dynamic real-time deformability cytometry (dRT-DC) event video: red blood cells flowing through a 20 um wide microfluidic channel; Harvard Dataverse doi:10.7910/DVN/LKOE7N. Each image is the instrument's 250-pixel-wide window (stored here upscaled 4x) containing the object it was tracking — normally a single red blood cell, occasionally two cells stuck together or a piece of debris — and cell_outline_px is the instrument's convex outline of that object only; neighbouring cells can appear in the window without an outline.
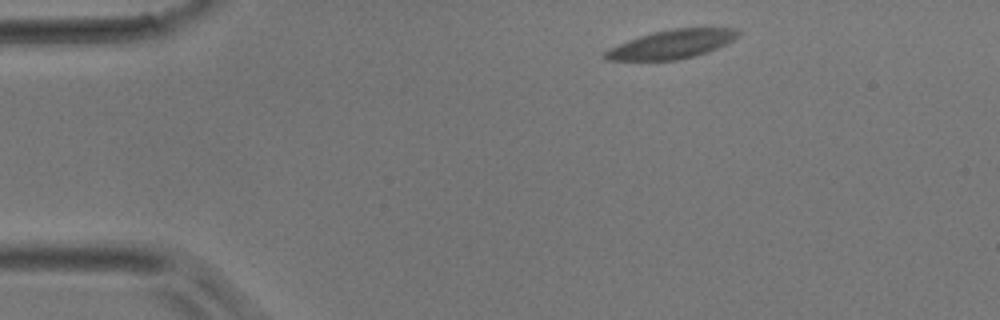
{"species": "common noctule bat (a hibernating species)", "species_latin": "Nyctalus noctula", "temperature_condition": "room temperature", "stored_images_in_passage": 4, "camera_frame_rate_fps": 3000, "um_per_image_px": 0.085, "animal": {"sex": "male", "body_mass_g": 17.9}, "frame": {"image": 1, "passage_image": 1, "time_ms": 0.0, "image_size_px": [1000, 320], "cell_outline_px": [[740, 32], [732, 40], [708, 52], [676, 60], [604, 60], [600, 56], [604, 52], [628, 40], [652, 32], [672, 28], [740, 28]], "centroid_in_image_um": [57.08, 3.76], "position_along_channel_um": 27.9, "area_um2": 22.02}}
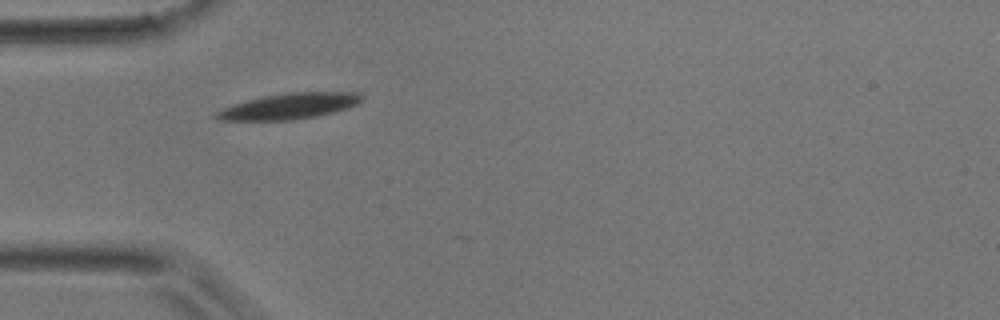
{"frame": {"image": 2, "passage_image": 3, "time_ms": 0.667, "image_size_px": [1000, 320], "cell_outline_px": [[364, 100], [348, 108], [316, 116], [292, 120], [220, 120], [212, 116], [212, 112], [248, 100], [264, 96], [292, 92], [360, 92], [364, 96]], "centroid_in_image_um": [24.61, 9.02], "position_along_channel_um": 60.4, "area_um2": 21.79}}
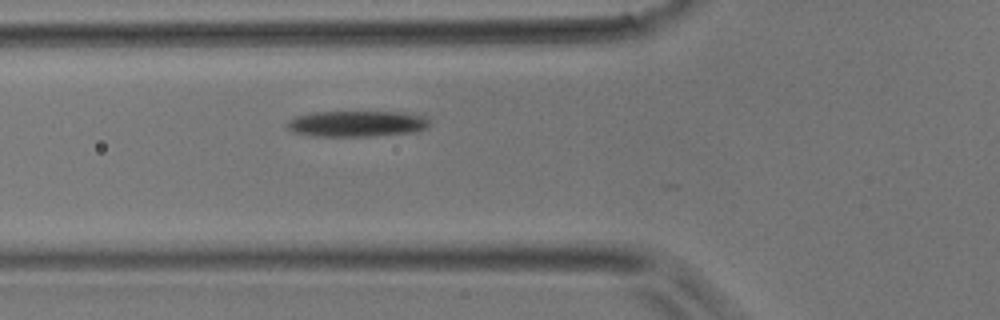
{"frame": {"image": 3, "passage_image": 4, "time_ms": 1.0, "image_size_px": [1000, 320], "cell_outline_px": [[428, 128], [420, 132], [368, 136], [308, 136], [292, 132], [288, 128], [288, 120], [296, 116], [312, 112], [404, 112], [428, 116]], "centroid_in_image_um": [30.37, 10.52], "position_along_channel_um": 95.4, "area_um2": 21.85}}